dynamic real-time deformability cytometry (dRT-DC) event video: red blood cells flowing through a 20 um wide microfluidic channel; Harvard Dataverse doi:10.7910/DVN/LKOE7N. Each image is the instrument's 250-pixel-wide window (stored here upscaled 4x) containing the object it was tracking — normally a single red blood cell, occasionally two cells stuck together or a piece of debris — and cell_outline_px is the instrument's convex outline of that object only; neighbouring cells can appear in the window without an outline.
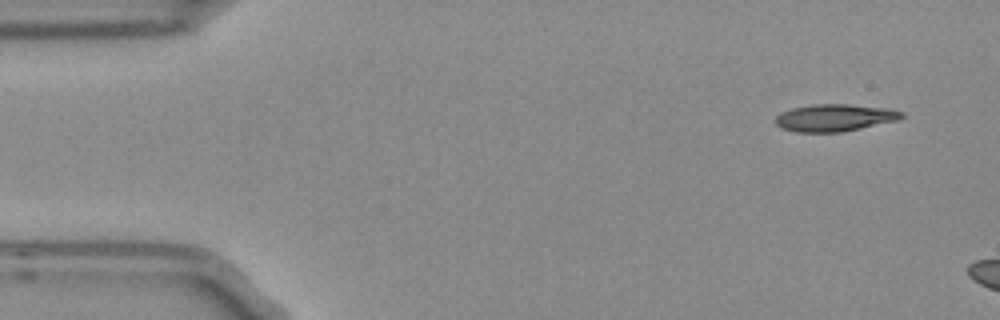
{"species": "Egyptian fruit bat (a non-hibernating species)", "species_latin": "Rousettus aegyptiacus", "temperature_condition": "room temperature", "stored_images_in_passage": 5, "camera_frame_rate_fps": 3000, "um_per_image_px": 0.085, "frame": {"image": 1, "passage_image": 1, "time_ms": 0.0, "image_size_px": [1000, 320], "cell_outline_px": [[904, 116], [896, 120], [860, 128], [840, 132], [796, 132], [780, 128], [776, 124], [776, 116], [780, 112], [792, 108], [812, 104], [848, 104], [888, 108], [904, 112]], "centroid_in_image_um": [70.91, 10.0], "position_along_channel_um": 14.1, "area_um2": 19.94}}
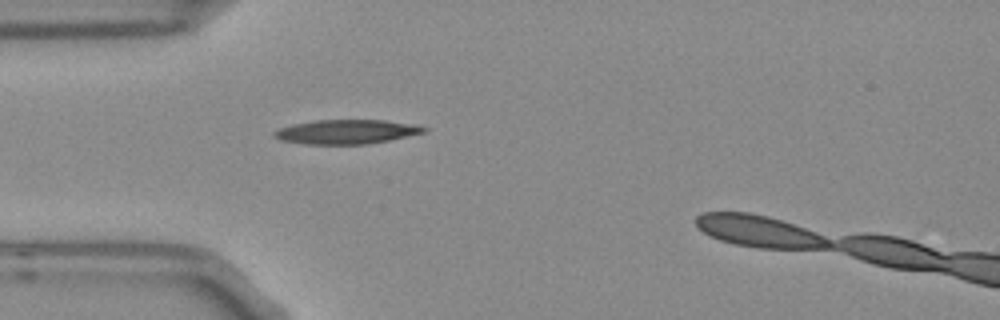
{"frame": {"image": 2, "passage_image": 4, "time_ms": 1.0, "image_size_px": [1000, 320], "cell_outline_px": [[428, 128], [424, 132], [388, 140], [368, 144], [304, 144], [280, 140], [272, 136], [272, 132], [280, 128], [292, 124], [312, 120], [384, 120], [420, 124]], "centroid_in_image_um": [29.43, 11.19], "position_along_channel_um": 55.6, "area_um2": 21.33}}